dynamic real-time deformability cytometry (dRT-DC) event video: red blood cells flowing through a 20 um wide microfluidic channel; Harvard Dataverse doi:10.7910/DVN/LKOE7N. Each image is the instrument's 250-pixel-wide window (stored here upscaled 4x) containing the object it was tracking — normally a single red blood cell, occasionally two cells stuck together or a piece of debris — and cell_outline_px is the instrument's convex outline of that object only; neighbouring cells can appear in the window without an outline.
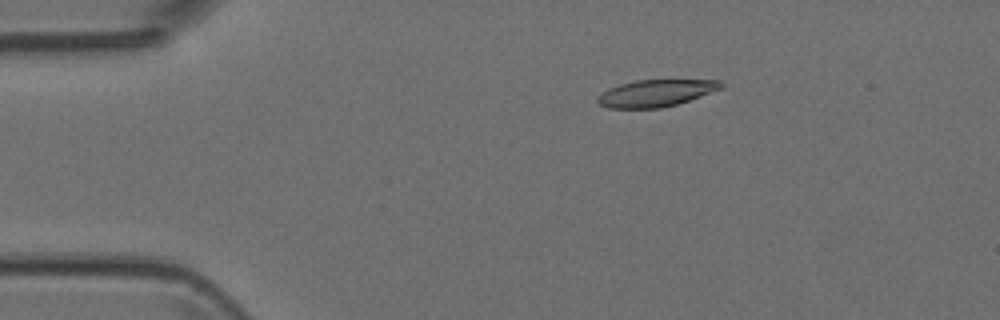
{"species": "Egyptian fruit bat (a non-hibernating species)", "species_latin": "Rousettus aegyptiacus", "temperature_condition": "room temperature", "stored_images_in_passage": 5, "camera_frame_rate_fps": 3000, "um_per_image_px": 0.085, "animal": {"sex": "female"}, "frame": {"image": 1, "passage_image": 3, "time_ms": 2.333, "image_size_px": [1000, 320], "cell_outline_px": [[724, 88], [676, 104], [660, 108], [608, 108], [600, 104], [596, 100], [596, 96], [600, 92], [608, 88], [620, 84], [636, 80], [720, 80], [724, 84]], "centroid_in_image_um": [55.72, 7.91], "position_along_channel_um": 29.3, "area_um2": 19.42}}
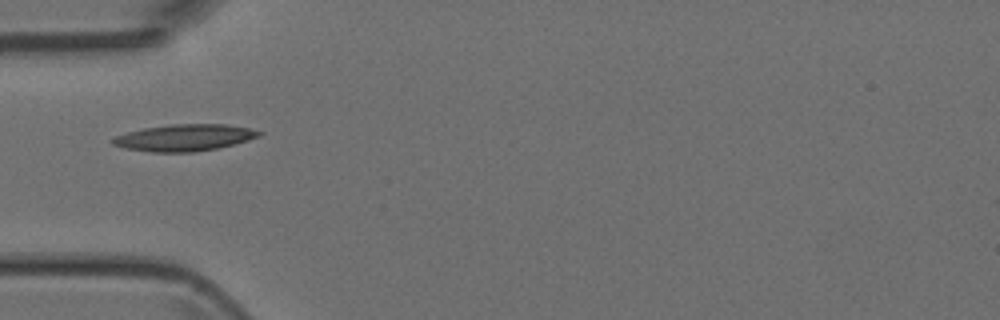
{"frame": {"image": 2, "passage_image": 5, "time_ms": 4.667, "image_size_px": [1000, 320], "cell_outline_px": [[264, 132], [260, 136], [248, 140], [216, 148], [192, 152], [152, 152], [124, 148], [112, 144], [112, 140], [116, 136], [128, 132], [144, 128], [168, 124], [224, 124], [248, 128]], "centroid_in_image_um": [15.67, 11.69], "position_along_channel_um": 69.3, "area_um2": 22.54}}